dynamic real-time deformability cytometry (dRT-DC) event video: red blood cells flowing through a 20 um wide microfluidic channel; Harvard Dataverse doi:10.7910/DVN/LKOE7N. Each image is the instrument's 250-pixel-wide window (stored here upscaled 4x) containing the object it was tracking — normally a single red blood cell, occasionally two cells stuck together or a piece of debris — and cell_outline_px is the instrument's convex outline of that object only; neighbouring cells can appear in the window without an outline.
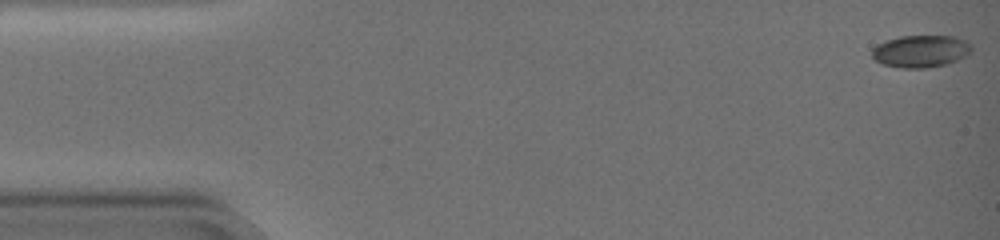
{"species": "common noctule bat (a hibernating species)", "species_latin": "Nyctalus noctula", "temperature_condition": "warm", "stored_images_in_passage": 59, "camera_frame_rate_fps": 3000, "um_per_image_px": 0.085, "animal": {"sex": "female", "body_mass_g": 19.0, "forearm_length_mm": 51.5}, "frame": {"image": 1, "passage_image": 1, "time_ms": 0.0, "image_size_px": [1000, 240], "cell_outline_px": [[972, 48], [964, 56], [948, 64], [928, 68], [900, 68], [884, 64], [876, 60], [872, 56], [872, 48], [876, 44], [884, 40], [900, 36], [956, 36], [968, 40], [972, 44]], "centroid_in_image_um": [78.26, 4.34], "position_along_channel_um": 6.7, "area_um2": 18.9}}
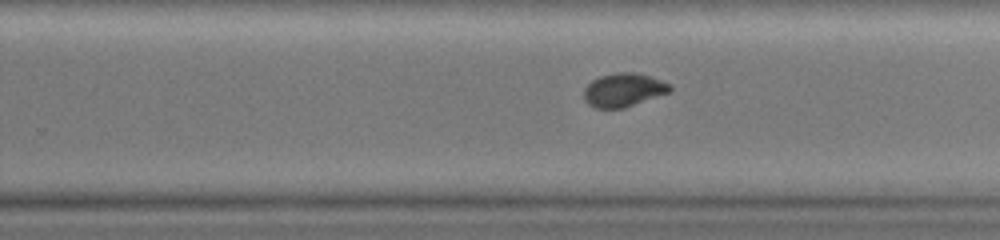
{"frame": {"image": 2, "passage_image": 38, "time_ms": 12.333, "image_size_px": [1000, 240], "cell_outline_px": [[672, 88], [668, 92], [624, 108], [596, 108], [588, 104], [584, 100], [584, 88], [592, 80], [600, 76], [616, 72], [632, 72], [652, 76], [672, 84]], "centroid_in_image_um": [52.99, 7.63], "position_along_channel_um": 276.8, "area_um2": 16.82}}
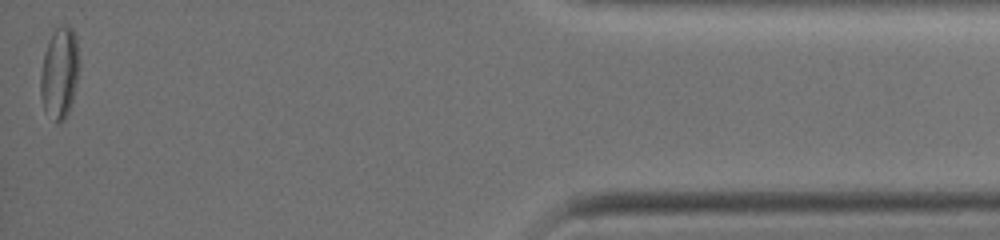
{"frame": {"image": 3, "passage_image": 58, "time_ms": 19.0, "image_size_px": [1000, 240], "cell_outline_px": [[80, 64], [72, 100], [68, 112], [64, 120], [60, 124], [56, 124], [44, 108], [40, 96], [40, 76], [44, 52], [48, 40], [52, 32], [60, 24], [68, 24], [72, 28], [76, 36], [80, 60]], "centroid_in_image_um": [5.06, 6.15], "position_along_channel_um": 430.1, "area_um2": 20.98}, "authors_computed_cell_mechanics": {"area_um2": 17.3978, "velocity_mm_per_s": 3.3157, "shape_relaxation_time_tau1_ms": 4.9444, "shape_relaxation_time_tau2_ms": null, "deformation_change_tau1": 0.127, "deformation_change_tau2": null}}